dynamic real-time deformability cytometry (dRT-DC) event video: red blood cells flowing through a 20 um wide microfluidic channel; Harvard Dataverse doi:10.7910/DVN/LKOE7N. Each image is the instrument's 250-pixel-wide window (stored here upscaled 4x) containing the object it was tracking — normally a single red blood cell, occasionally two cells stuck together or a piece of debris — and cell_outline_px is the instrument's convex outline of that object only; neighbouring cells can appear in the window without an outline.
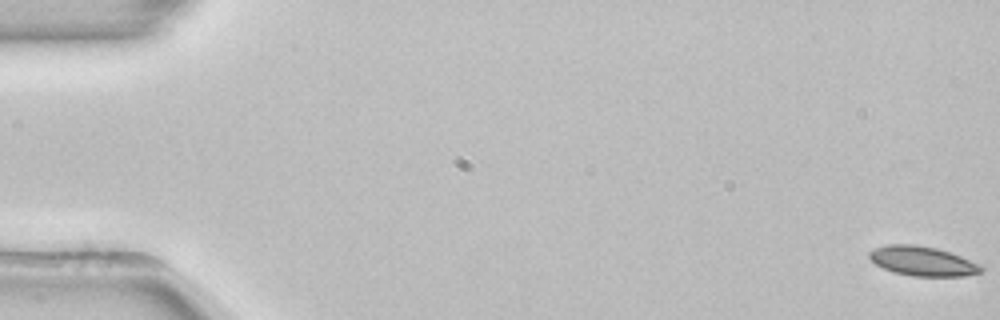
{"species": "common noctule bat (a hibernating species)", "species_latin": "Nyctalus noctula", "temperature_condition": "room temperature", "stored_images_in_passage": 54, "camera_frame_rate_fps": 3000, "um_per_image_px": 0.085, "animal": {"sex": "female", "body_mass_g": 22.7, "forearm_length_mm": 54.2}, "frame": {"image": 1, "passage_image": 1, "time_ms": 0.0, "image_size_px": [1000, 320], "cell_outline_px": [[984, 272], [964, 276], [912, 276], [896, 272], [884, 268], [876, 264], [868, 256], [868, 252], [876, 248], [888, 244], [916, 244], [936, 248], [960, 256], [980, 264], [984, 268]], "centroid_in_image_um": [78.44, 22.19], "position_along_channel_um": 6.6, "area_um2": 19.13}}
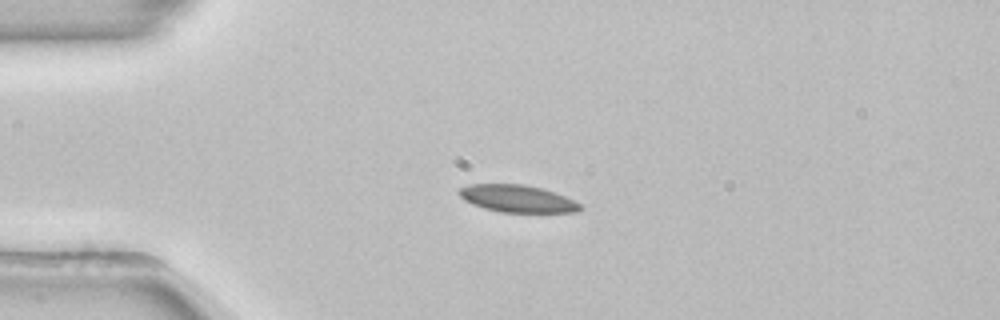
{"frame": {"image": 2, "passage_image": 14, "time_ms": 4.333, "image_size_px": [1000, 320], "cell_outline_px": [[584, 208], [576, 212], [500, 212], [484, 208], [472, 204], [464, 200], [456, 192], [460, 188], [472, 184], [524, 184], [540, 188], [564, 196], [584, 204]], "centroid_in_image_um": [43.99, 16.89], "position_along_channel_um": 41.0, "area_um2": 19.25}}
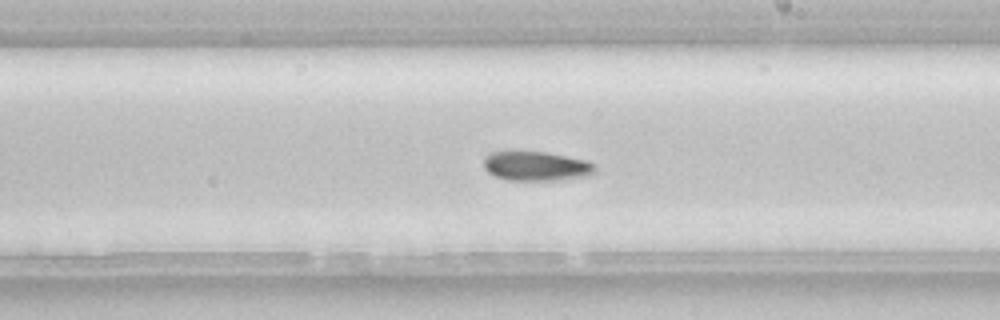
{"frame": {"image": 3, "passage_image": 32, "time_ms": 10.333, "image_size_px": [1000, 320], "cell_outline_px": [[596, 172], [592, 176], [560, 180], [508, 180], [496, 176], [488, 172], [484, 168], [484, 156], [492, 152], [512, 148], [548, 152], [588, 160], [596, 168]], "centroid_in_image_um": [45.57, 14.07], "position_along_channel_um": 243.4, "area_um2": 20.06}}